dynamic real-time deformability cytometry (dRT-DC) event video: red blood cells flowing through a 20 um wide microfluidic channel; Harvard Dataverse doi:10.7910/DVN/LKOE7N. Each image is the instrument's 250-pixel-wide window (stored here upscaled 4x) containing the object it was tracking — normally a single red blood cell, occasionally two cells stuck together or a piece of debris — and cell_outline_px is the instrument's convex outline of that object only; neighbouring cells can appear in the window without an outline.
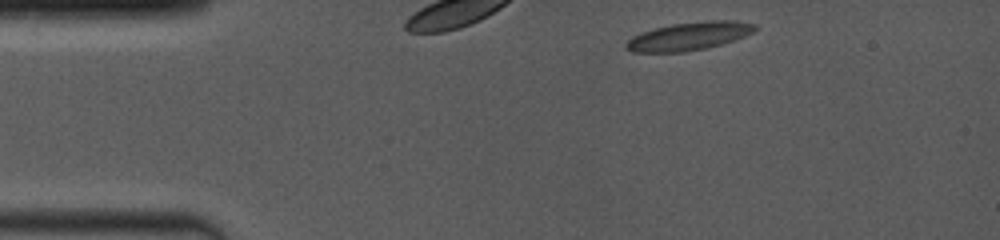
{"species": "common noctule bat (a hibernating species)", "species_latin": "Nyctalus noctula", "temperature_condition": "room temperature", "stored_images_in_passage": 4, "camera_frame_rate_fps": 4000, "um_per_image_px": 0.085, "animal": {"sex": "female", "body_mass_g": 19.0, "forearm_length_mm": 53.3}, "frame": {"image": 1, "passage_image": 1, "time_ms": 0.0, "image_size_px": [1000, 240], "cell_outline_px": [[756, 28], [752, 32], [744, 36], [720, 44], [704, 48], [684, 52], [632, 52], [624, 48], [624, 44], [632, 36], [640, 32], [672, 24], [704, 20], [736, 20], [756, 24]], "centroid_in_image_um": [58.52, 3.06], "position_along_channel_um": 26.5, "area_um2": 21.1}}
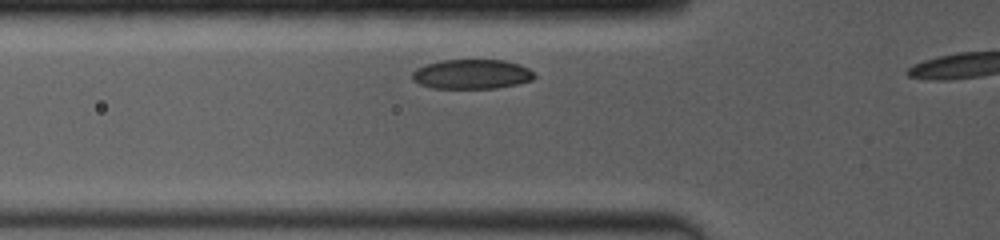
{"frame": {"image": 2, "passage_image": 3, "time_ms": 1.5, "image_size_px": [1000, 240], "cell_outline_px": [[536, 76], [532, 80], [516, 84], [496, 88], [432, 88], [420, 84], [412, 80], [412, 72], [416, 68], [440, 60], [504, 60], [520, 64], [528, 68]], "centroid_in_image_um": [40.09, 6.3], "position_along_channel_um": 85.7, "area_um2": 21.04}}